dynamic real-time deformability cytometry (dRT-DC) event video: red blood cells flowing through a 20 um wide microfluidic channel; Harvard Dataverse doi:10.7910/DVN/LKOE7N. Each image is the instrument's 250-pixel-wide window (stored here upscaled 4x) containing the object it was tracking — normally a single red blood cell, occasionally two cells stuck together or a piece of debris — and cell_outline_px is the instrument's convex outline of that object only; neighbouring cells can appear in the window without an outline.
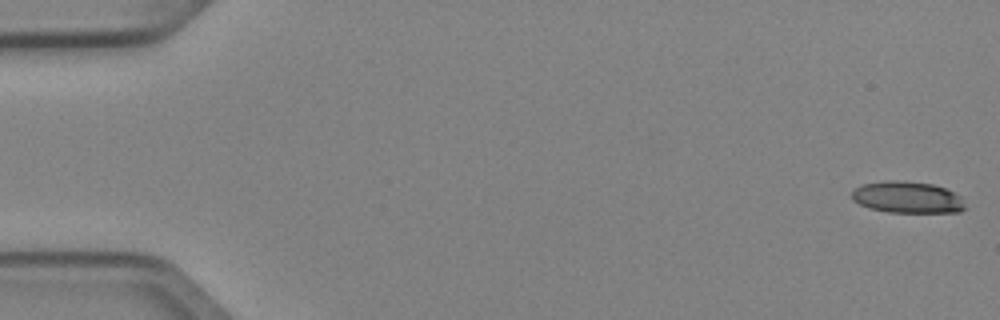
{"species": "Egyptian fruit bat (a non-hibernating species)", "species_latin": "Rousettus aegyptiacus", "temperature_condition": "cold", "stored_images_in_passage": 9, "camera_frame_rate_fps": 3000, "um_per_image_px": 0.085, "animal": {"sex": "female"}, "frame": {"image": 1, "passage_image": 1, "time_ms": 0.0, "image_size_px": [1000, 320], "cell_outline_px": [[968, 208], [960, 212], [888, 212], [868, 208], [852, 200], [852, 192], [856, 188], [864, 184], [888, 180], [896, 180], [932, 184], [944, 188], [960, 196]], "centroid_in_image_um": [77.14, 16.78], "position_along_channel_um": 7.9, "area_um2": 20.81}}